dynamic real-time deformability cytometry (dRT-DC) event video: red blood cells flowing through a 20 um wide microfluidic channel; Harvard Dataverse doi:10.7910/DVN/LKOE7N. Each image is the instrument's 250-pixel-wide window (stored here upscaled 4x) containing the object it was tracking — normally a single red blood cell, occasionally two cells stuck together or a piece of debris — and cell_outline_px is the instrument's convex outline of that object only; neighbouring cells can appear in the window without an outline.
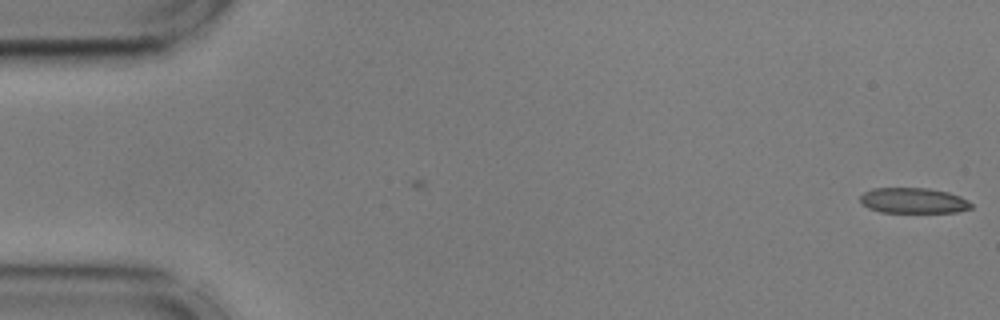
{"species": "common noctule bat (a hibernating species)", "species_latin": "Nyctalus noctula", "temperature_condition": "cold", "stored_images_in_passage": 3, "camera_frame_rate_fps": 3000, "um_per_image_px": 0.085, "animal": {"sex": "male", "body_mass_g": 17.9, "forearm_length_mm": 54.2}, "frame": {"image": 1, "passage_image": 3, "time_ms": 0.667, "image_size_px": [1000, 320], "cell_outline_px": [[972, 208], [956, 212], [880, 212], [868, 208], [860, 200], [860, 196], [864, 192], [872, 188], [928, 188], [948, 192], [960, 196], [968, 200], [972, 204]], "centroid_in_image_um": [77.64, 17.04], "position_along_channel_um": 7.4, "area_um2": 16.47}}